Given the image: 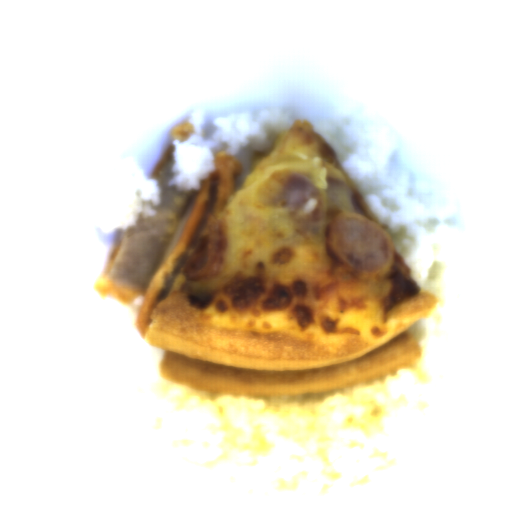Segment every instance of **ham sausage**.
<instances>
[{
    "mask_svg": "<svg viewBox=\"0 0 512 512\" xmlns=\"http://www.w3.org/2000/svg\"><path fill=\"white\" fill-rule=\"evenodd\" d=\"M328 254L351 272L382 274L397 251L391 236L361 211L338 213L325 228Z\"/></svg>",
    "mask_w": 512,
    "mask_h": 512,
    "instance_id": "obj_1",
    "label": "ham sausage"
},
{
    "mask_svg": "<svg viewBox=\"0 0 512 512\" xmlns=\"http://www.w3.org/2000/svg\"><path fill=\"white\" fill-rule=\"evenodd\" d=\"M224 227L213 221L202 233L183 265L182 274L192 282L211 280L218 275L223 256Z\"/></svg>",
    "mask_w": 512,
    "mask_h": 512,
    "instance_id": "obj_2",
    "label": "ham sausage"
}]
</instances>
